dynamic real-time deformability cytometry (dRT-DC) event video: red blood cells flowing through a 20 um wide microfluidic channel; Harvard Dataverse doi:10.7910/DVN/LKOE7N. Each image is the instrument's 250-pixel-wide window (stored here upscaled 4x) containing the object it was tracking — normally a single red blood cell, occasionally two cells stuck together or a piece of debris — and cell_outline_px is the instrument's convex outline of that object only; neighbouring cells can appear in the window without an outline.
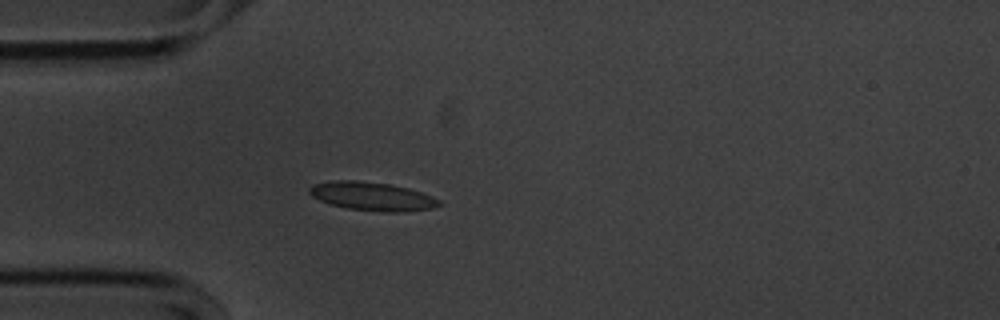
{"species": "common noctule bat (a hibernating species)", "species_latin": "Nyctalus noctula", "temperature_condition": "cold", "stored_images_in_passage": 41, "camera_frame_rate_fps": 3000, "um_per_image_px": 0.085, "animal": {"sex": "male", "body_mass_g": 20.1, "forearm_length_mm": 53.5}, "frame": {"image": 1, "passage_image": 1, "time_ms": 0.0, "image_size_px": [1000, 320], "cell_outline_px": [[444, 204], [432, 208], [404, 212], [384, 212], [348, 208], [332, 204], [320, 200], [312, 196], [308, 192], [308, 188], [312, 184], [336, 180], [356, 180], [388, 184], [408, 188], [432, 196], [440, 200]], "centroid_in_image_um": [31.65, 16.69], "position_along_channel_um": 53.4, "area_um2": 21.5}}
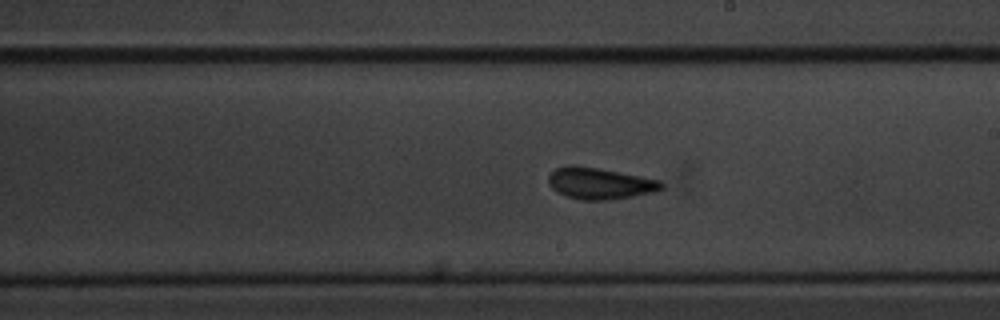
{"frame": {"image": 2, "passage_image": 17, "time_ms": 5.333, "image_size_px": [1000, 320], "cell_outline_px": [[664, 188], [656, 192], [608, 200], [580, 200], [556, 192], [548, 184], [548, 176], [556, 168], [568, 164], [572, 164], [596, 168], [640, 176], [660, 180], [664, 184]], "centroid_in_image_um": [50.97, 15.59], "position_along_channel_um": 238.0, "area_um2": 20.75}}
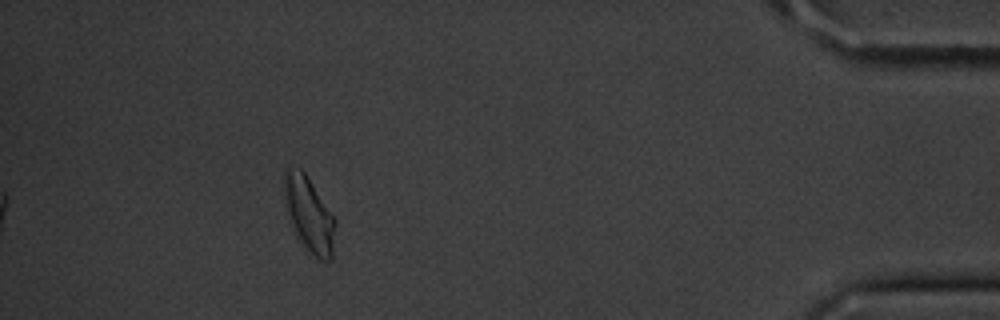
{"frame": {"image": 3, "passage_image": 36, "time_ms": 11.667, "image_size_px": [1000, 320], "cell_outline_px": [[336, 224], [332, 260], [320, 260], [304, 244], [296, 232], [284, 204], [284, 168], [300, 168], [308, 176], [336, 220]], "centroid_in_image_um": [26.29, 18.17], "position_along_channel_um": 408.9, "area_um2": 21.91}, "authors_computed_cell_mechanics": {"area_um2": 20.23, "velocity_mm_per_s": 3.5811, "shape_relaxation_time_tau1_ms": 1.9973, "shape_relaxation_time_tau2_ms": 1.1441, "deformation_change_tau1": 0.0982, "deformation_change_tau2": 0.0684}}